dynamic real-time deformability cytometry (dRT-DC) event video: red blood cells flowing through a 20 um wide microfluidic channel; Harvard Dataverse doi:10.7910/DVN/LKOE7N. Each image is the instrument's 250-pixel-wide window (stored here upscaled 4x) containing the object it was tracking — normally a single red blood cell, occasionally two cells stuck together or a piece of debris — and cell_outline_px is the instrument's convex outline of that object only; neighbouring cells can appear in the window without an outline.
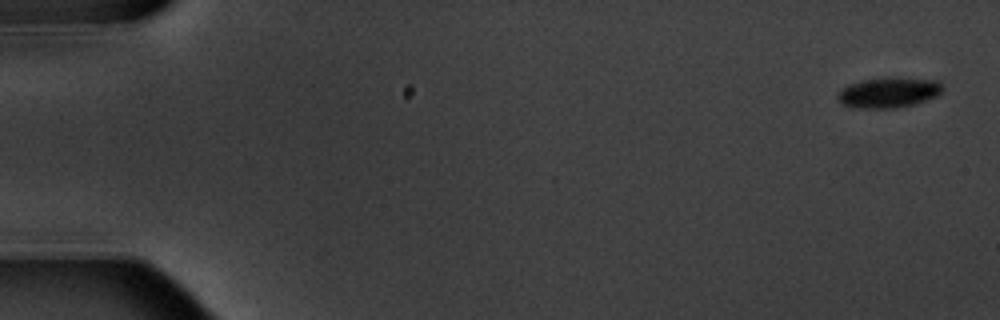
{"species": "common noctule bat (a hibernating species)", "species_latin": "Nyctalus noctula", "temperature_condition": "warm", "stored_images_in_passage": 7, "camera_frame_rate_fps": 3000, "um_per_image_px": 0.085, "animal": {"sex": "male", "body_mass_g": 20.1, "forearm_length_mm": 53.5}, "frame": {"image": 1, "passage_image": 1, "time_ms": 0.0, "image_size_px": [1000, 320], "cell_outline_px": [[944, 88], [936, 96], [912, 104], [892, 108], [852, 108], [844, 104], [836, 96], [848, 84], [864, 80], [884, 76], [892, 76], [940, 80]], "centroid_in_image_um": [75.56, 7.83], "position_along_channel_um": 9.4, "area_um2": 18.67}}